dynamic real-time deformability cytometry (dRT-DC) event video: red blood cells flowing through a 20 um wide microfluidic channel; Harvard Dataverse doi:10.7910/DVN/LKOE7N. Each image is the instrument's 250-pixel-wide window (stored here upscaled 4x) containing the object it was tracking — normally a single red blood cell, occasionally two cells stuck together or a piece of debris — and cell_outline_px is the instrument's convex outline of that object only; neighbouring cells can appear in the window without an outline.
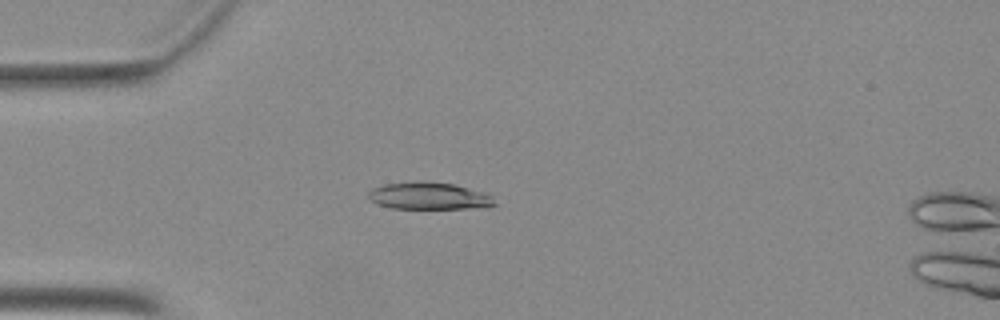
{"species": "Egyptian fruit bat (a non-hibernating species)", "species_latin": "Rousettus aegyptiacus", "temperature_condition": "warm", "stored_images_in_passage": 50, "camera_frame_rate_fps": 3000, "um_per_image_px": 0.085, "animal": {"sex": "female"}, "frame": {"image": 1, "passage_image": 13, "time_ms": 4.0, "image_size_px": [1000, 320], "cell_outline_px": [[496, 204], [488, 208], [392, 208], [368, 200], [368, 192], [372, 188], [388, 184], [420, 180], [452, 184], [484, 192], [492, 196]], "centroid_in_image_um": [36.48, 16.65], "position_along_channel_um": 48.5, "area_um2": 19.94}}
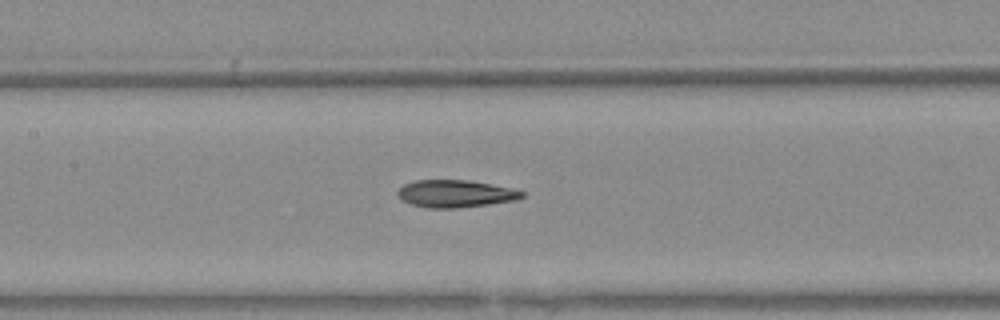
{"frame": {"image": 2, "passage_image": 23, "time_ms": 7.333, "image_size_px": [1000, 320], "cell_outline_px": [[524, 196], [516, 200], [488, 204], [456, 208], [428, 208], [412, 204], [396, 196], [396, 192], [404, 184], [416, 180], [468, 180], [492, 184], [512, 188], [524, 192]], "centroid_in_image_um": [38.7, 16.46], "position_along_channel_um": 168.7, "area_um2": 19.77}}
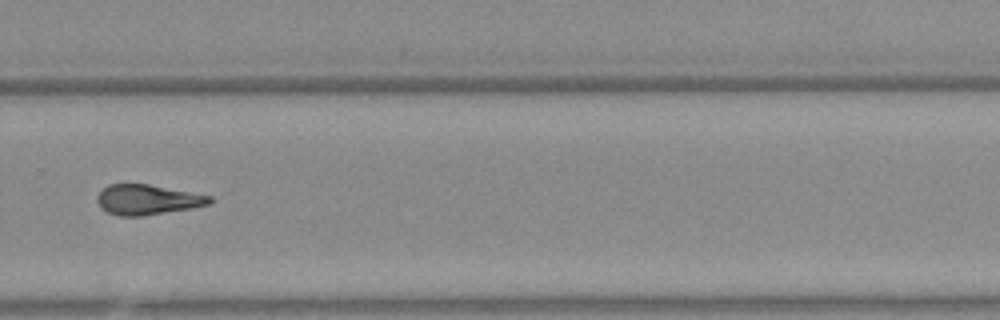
{"frame": {"image": 3, "passage_image": 34, "time_ms": 11.0, "image_size_px": [1000, 320], "cell_outline_px": [[212, 200], [208, 204], [192, 208], [144, 216], [120, 216], [108, 212], [100, 208], [96, 200], [96, 196], [108, 184], [148, 184], [212, 196]], "centroid_in_image_um": [12.5, 16.98], "position_along_channel_um": 317.3, "area_um2": 19.71}}